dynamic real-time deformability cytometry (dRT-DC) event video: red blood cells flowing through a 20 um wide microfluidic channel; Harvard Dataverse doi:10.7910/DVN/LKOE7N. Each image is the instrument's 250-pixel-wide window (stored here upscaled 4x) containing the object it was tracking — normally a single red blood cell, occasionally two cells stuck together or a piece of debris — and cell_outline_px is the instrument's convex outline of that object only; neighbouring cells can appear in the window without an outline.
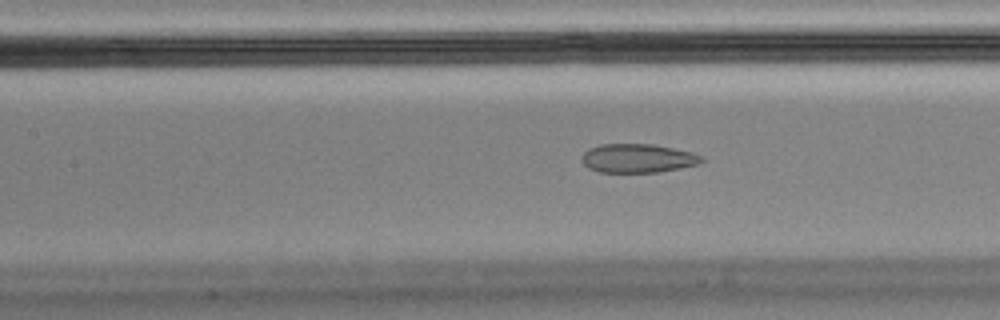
{"species": "Egyptian fruit bat (a non-hibernating species)", "species_latin": "Rousettus aegyptiacus", "temperature_condition": "cold", "stored_images_in_passage": 57, "camera_frame_rate_fps": 3000, "um_per_image_px": 0.085, "animal": {"sex": "male"}, "frame": {"image": 1, "passage_image": 25, "time_ms": 8.0, "image_size_px": [1000, 320], "cell_outline_px": [[704, 160], [696, 164], [680, 168], [660, 172], [600, 172], [588, 168], [580, 160], [580, 156], [584, 152], [600, 144], [652, 144], [692, 152], [704, 156]], "centroid_in_image_um": [54.19, 13.45], "position_along_channel_um": 153.2, "area_um2": 20.11}, "authors_computed_cell_mechanics": {"area_um2": 22.1952, "velocity_mm_per_s": 3.482, "shape_relaxation_time_tau1_ms": null, "shape_relaxation_time_tau2_ms": 1.596, "deformation_change_tau1": null, "deformation_change_tau2": 0.0745}}